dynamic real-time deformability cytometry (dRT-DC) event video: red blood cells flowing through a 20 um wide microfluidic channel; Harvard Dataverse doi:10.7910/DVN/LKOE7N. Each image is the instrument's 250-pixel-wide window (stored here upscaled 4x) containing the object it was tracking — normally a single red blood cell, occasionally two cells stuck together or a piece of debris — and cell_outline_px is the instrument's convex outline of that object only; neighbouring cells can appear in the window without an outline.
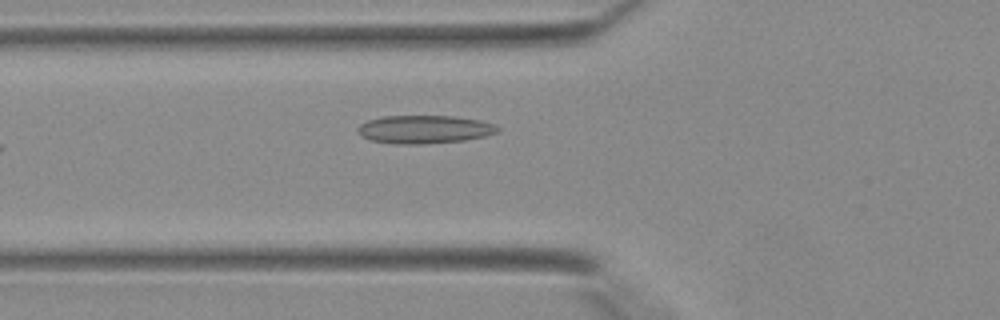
{"species": "Egyptian fruit bat (a non-hibernating species)", "species_latin": "Rousettus aegyptiacus", "temperature_condition": "warm", "stored_images_in_passage": 21, "camera_frame_rate_fps": 3000, "um_per_image_px": 0.085, "animal": {"sex": "female"}, "frame": {"image": 1, "passage_image": 13, "time_ms": 4.0, "image_size_px": [1000, 320], "cell_outline_px": [[500, 128], [496, 132], [484, 136], [464, 140], [420, 144], [404, 144], [372, 140], [360, 136], [360, 124], [368, 120], [384, 116], [456, 116], [480, 120], [496, 124]], "centroid_in_image_um": [36.12, 10.98], "position_along_channel_um": 89.7, "area_um2": 22.66}}
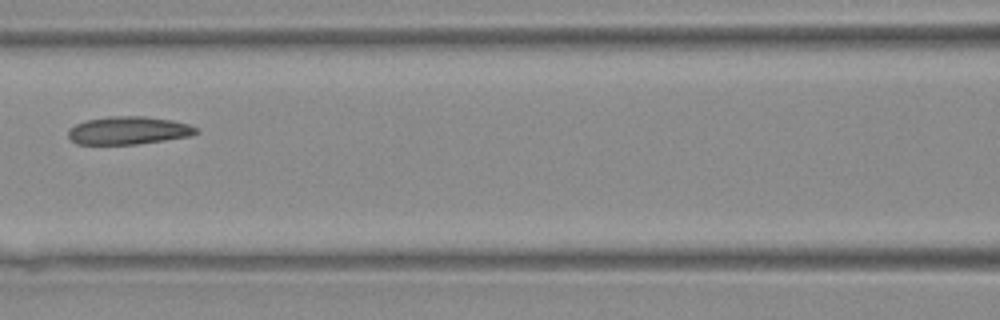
{"frame": {"image": 2, "passage_image": 17, "time_ms": 5.333, "image_size_px": [1000, 320], "cell_outline_px": [[200, 132], [188, 136], [164, 140], [136, 144], [76, 144], [68, 136], [68, 128], [84, 120], [108, 116], [144, 116], [172, 120], [188, 124], [200, 128]], "centroid_in_image_um": [10.91, 11.08], "position_along_channel_um": 155.7, "area_um2": 20.92}}
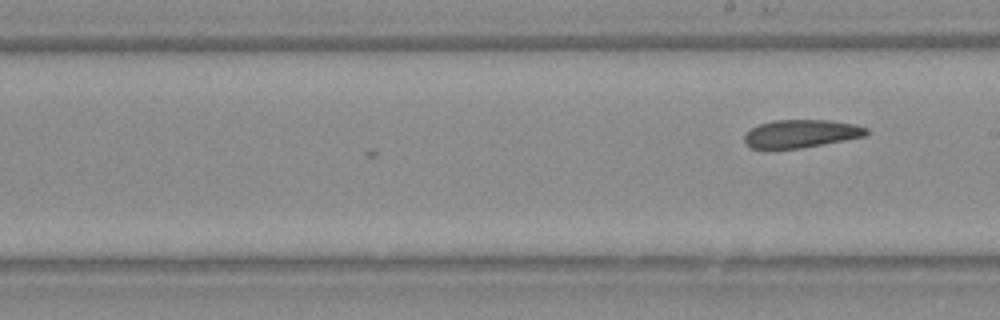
{"frame": {"image": 3, "passage_image": 21, "time_ms": 6.667, "image_size_px": [1000, 320], "cell_outline_px": [[868, 132], [864, 136], [844, 140], [800, 148], [748, 148], [744, 144], [744, 132], [760, 124], [772, 120], [832, 120], [856, 124], [868, 128]], "centroid_in_image_um": [68.06, 11.35], "position_along_channel_um": 220.9, "area_um2": 19.94}}